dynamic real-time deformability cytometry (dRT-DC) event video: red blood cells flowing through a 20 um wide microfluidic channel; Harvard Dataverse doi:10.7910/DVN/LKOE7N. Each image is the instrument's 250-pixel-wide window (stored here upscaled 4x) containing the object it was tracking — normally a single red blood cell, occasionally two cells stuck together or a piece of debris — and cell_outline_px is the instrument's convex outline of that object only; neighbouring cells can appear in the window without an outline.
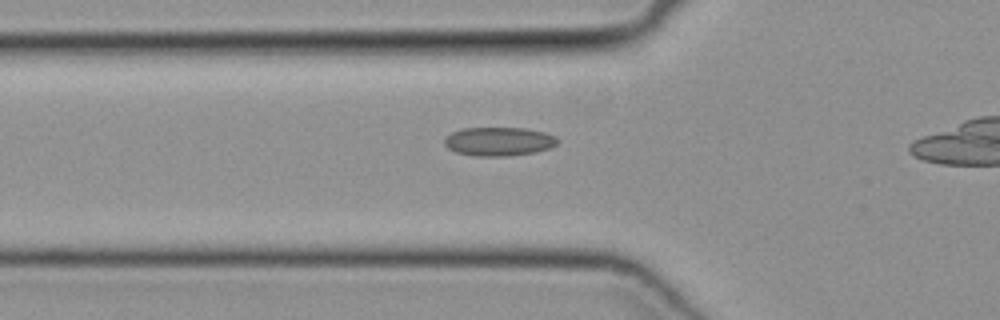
{"species": "common noctule bat (a hibernating species)", "species_latin": "Nyctalus noctula", "temperature_condition": "cold", "stored_images_in_passage": 13, "camera_frame_rate_fps": 3000, "um_per_image_px": 0.085, "animal": {"sex": "female", "body_mass_g": 19.3, "forearm_length_mm": 54.1}, "frame": {"image": 1, "passage_image": 8, "time_ms": 2.333, "image_size_px": [1000, 320], "cell_outline_px": [[560, 140], [556, 144], [548, 148], [536, 152], [508, 156], [476, 156], [456, 152], [448, 148], [444, 144], [444, 140], [452, 132], [464, 128], [524, 128], [544, 132], [556, 136]], "centroid_in_image_um": [42.42, 12.02], "position_along_channel_um": 83.4, "area_um2": 18.9}}
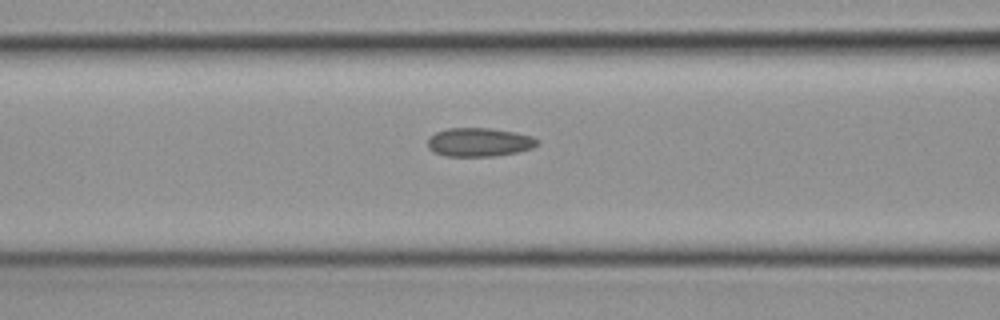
{"frame": {"image": 2, "passage_image": 11, "time_ms": 3.333, "image_size_px": [1000, 320], "cell_outline_px": [[540, 144], [532, 148], [516, 152], [492, 156], [448, 156], [436, 152], [428, 148], [428, 136], [436, 132], [448, 128], [488, 128], [516, 132], [532, 136], [540, 140]], "centroid_in_image_um": [40.75, 12.07], "position_along_channel_um": 125.8, "area_um2": 18.32}}